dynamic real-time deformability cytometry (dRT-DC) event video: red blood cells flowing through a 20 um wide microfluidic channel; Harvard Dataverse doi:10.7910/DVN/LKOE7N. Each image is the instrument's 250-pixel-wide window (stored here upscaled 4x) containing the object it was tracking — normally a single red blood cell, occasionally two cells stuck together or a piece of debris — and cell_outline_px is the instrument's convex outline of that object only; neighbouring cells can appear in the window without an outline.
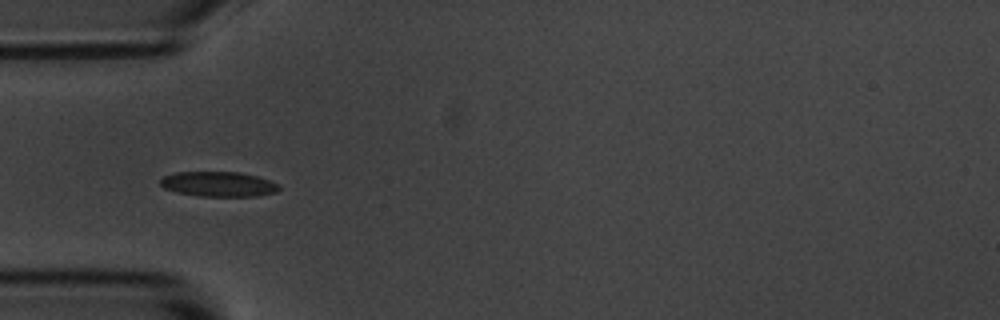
{"species": "common noctule bat (a hibernating species)", "species_latin": "Nyctalus noctula", "temperature_condition": "room temperature", "stored_images_in_passage": 12, "camera_frame_rate_fps": 3000, "um_per_image_px": 0.085, "animal": {"sex": "male", "body_mass_g": 20.1, "forearm_length_mm": 53.5}, "frame": {"image": 1, "passage_image": 4, "time_ms": 4.333, "image_size_px": [1000, 320], "cell_outline_px": [[280, 188], [276, 192], [256, 196], [200, 196], [176, 192], [164, 188], [160, 184], [160, 180], [164, 176], [176, 172], [240, 172], [256, 176], [280, 184]], "centroid_in_image_um": [18.57, 15.65], "position_along_channel_um": 66.4, "area_um2": 17.22}}
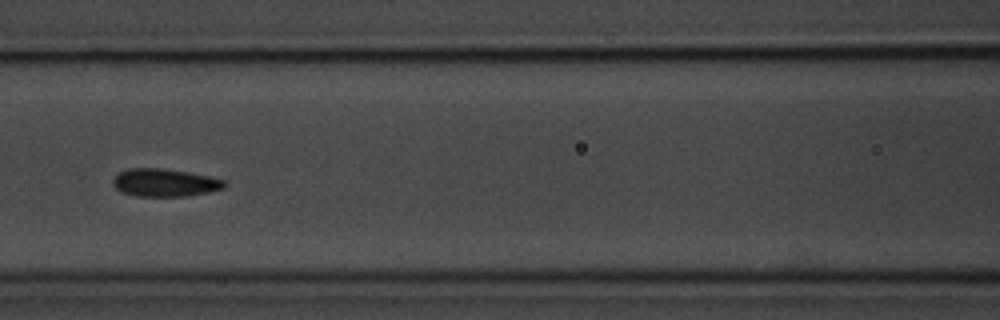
{"frame": {"image": 2, "passage_image": 6, "time_ms": 6.667, "image_size_px": [1000, 320], "cell_outline_px": [[228, 184], [224, 188], [208, 192], [188, 196], [136, 196], [124, 192], [116, 188], [112, 184], [112, 180], [120, 172], [128, 168], [160, 168], [188, 172], [208, 176], [224, 180]], "centroid_in_image_um": [14.02, 15.52], "position_along_channel_um": 152.6, "area_um2": 17.98}}
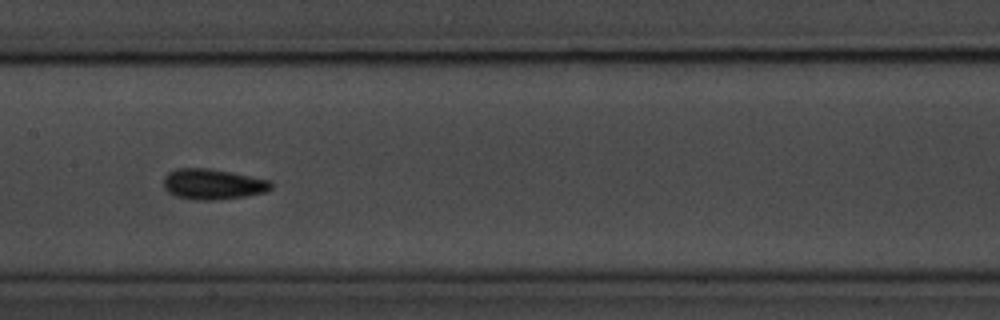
{"frame": {"image": 3, "passage_image": 7, "time_ms": 7.667, "image_size_px": [1000, 320], "cell_outline_px": [[272, 188], [264, 192], [244, 196], [212, 200], [192, 200], [176, 196], [168, 192], [164, 188], [164, 176], [168, 172], [176, 168], [208, 168], [232, 172], [272, 180]], "centroid_in_image_um": [18.08, 15.64], "position_along_channel_um": 189.3, "area_um2": 19.25}}